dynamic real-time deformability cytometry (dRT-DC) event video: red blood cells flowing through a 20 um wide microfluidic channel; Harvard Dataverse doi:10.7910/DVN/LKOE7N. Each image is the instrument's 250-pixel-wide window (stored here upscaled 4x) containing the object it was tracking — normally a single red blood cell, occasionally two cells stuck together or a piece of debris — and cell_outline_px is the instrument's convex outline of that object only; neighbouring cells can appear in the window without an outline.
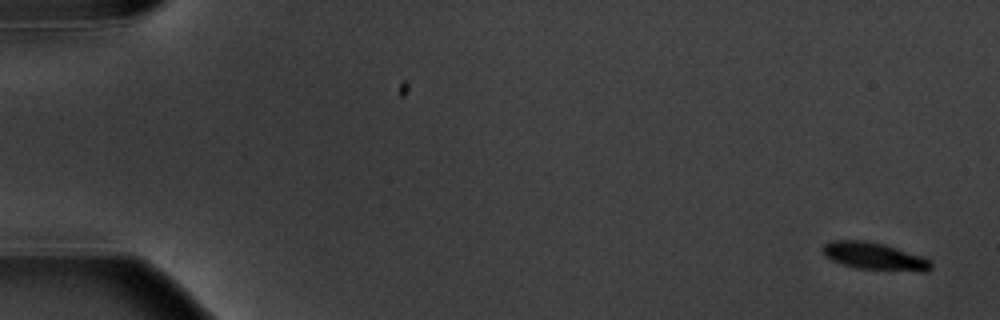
{"species": "common noctule bat (a hibernating species)", "species_latin": "Nyctalus noctula", "temperature_condition": "warm", "stored_images_in_passage": 5, "camera_frame_rate_fps": 3000, "um_per_image_px": 0.085, "animal": {"sex": "male", "body_mass_g": 20.1, "forearm_length_mm": 53.5}, "frame": {"image": 1, "passage_image": 1, "time_ms": 0.0, "image_size_px": [1000, 320], "cell_outline_px": [[932, 268], [928, 272], [920, 272], [856, 268], [832, 260], [824, 256], [820, 248], [824, 244], [832, 240], [868, 240], [884, 244], [924, 256], [932, 260]], "centroid_in_image_um": [74.37, 21.78], "position_along_channel_um": 10.6, "area_um2": 17.69}}
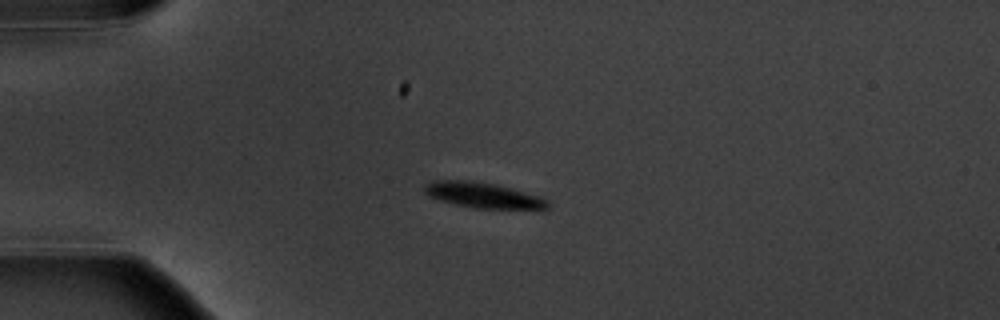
{"frame": {"image": 2, "passage_image": 4, "time_ms": 4.333, "image_size_px": [1000, 320], "cell_outline_px": [[548, 208], [544, 212], [476, 208], [456, 204], [440, 200], [428, 196], [424, 192], [424, 184], [432, 180], [468, 180], [496, 184], [512, 188], [540, 196], [548, 200]], "centroid_in_image_um": [41.19, 16.63], "position_along_channel_um": 43.8, "area_um2": 19.19}}